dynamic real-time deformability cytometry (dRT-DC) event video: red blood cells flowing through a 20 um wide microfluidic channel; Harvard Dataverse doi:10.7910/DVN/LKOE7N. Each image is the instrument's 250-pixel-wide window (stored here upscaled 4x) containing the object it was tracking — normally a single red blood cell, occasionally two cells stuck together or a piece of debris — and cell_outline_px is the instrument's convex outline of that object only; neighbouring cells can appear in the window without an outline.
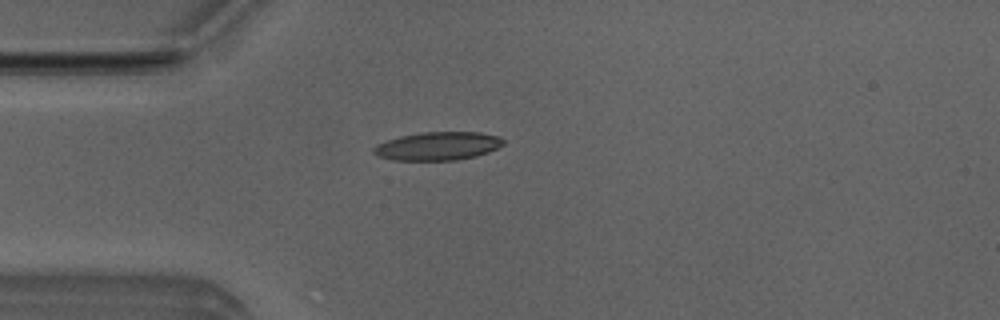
{"species": "Egyptian fruit bat (a non-hibernating species)", "species_latin": "Rousettus aegyptiacus", "temperature_condition": "room temperature", "stored_images_in_passage": 49, "camera_frame_rate_fps": 3000, "um_per_image_px": 0.085, "animal": {"sex": "male"}, "frame": {"image": 1, "passage_image": 11, "time_ms": 3.333, "image_size_px": [1000, 320], "cell_outline_px": [[504, 144], [488, 152], [476, 156], [456, 160], [392, 160], [376, 156], [372, 152], [372, 148], [376, 144], [400, 136], [420, 132], [480, 132], [500, 136], [504, 140]], "centroid_in_image_um": [37.19, 12.41], "position_along_channel_um": 47.8, "area_um2": 21.56}}
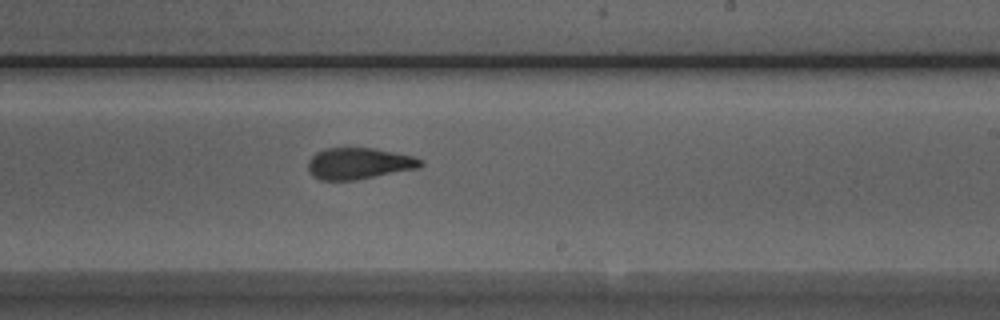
{"frame": {"image": 2, "passage_image": 28, "time_ms": 9.0, "image_size_px": [1000, 320], "cell_outline_px": [[424, 164], [420, 168], [356, 180], [320, 180], [312, 176], [308, 168], [308, 160], [316, 152], [324, 148], [376, 148], [412, 156], [424, 160]], "centroid_in_image_um": [30.52, 13.9], "position_along_channel_um": 258.5, "area_um2": 20.81}}
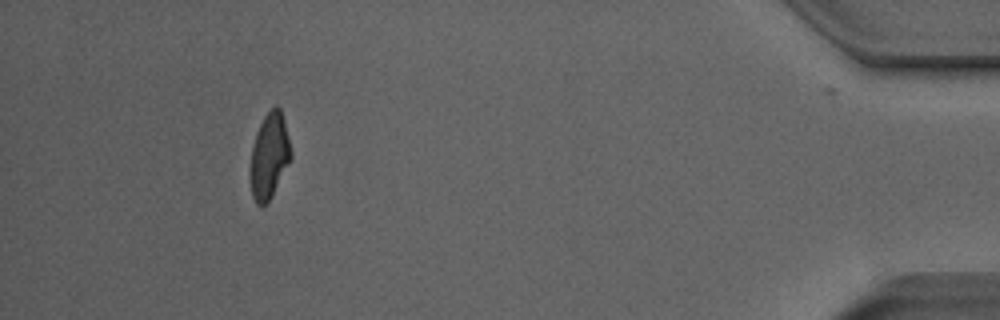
{"frame": {"image": 3, "passage_image": 45, "time_ms": 14.667, "image_size_px": [1000, 320], "cell_outline_px": [[292, 156], [268, 200], [264, 204], [256, 204], [252, 196], [248, 176], [248, 168], [252, 144], [256, 132], [264, 116], [276, 104], [280, 108], [284, 120], [292, 152]], "centroid_in_image_um": [22.84, 13.22], "position_along_channel_um": 412.4, "area_um2": 20.23}, "authors_computed_cell_mechanics": {"area_um2": 20.9814, "velocity_mm_per_s": 3.9297, "shape_relaxation_time_tau1_ms": 4.9015, "shape_relaxation_time_tau2_ms": 1.9922, "deformation_change_tau1": 0.1981, "deformation_change_tau2": 0.1095}}